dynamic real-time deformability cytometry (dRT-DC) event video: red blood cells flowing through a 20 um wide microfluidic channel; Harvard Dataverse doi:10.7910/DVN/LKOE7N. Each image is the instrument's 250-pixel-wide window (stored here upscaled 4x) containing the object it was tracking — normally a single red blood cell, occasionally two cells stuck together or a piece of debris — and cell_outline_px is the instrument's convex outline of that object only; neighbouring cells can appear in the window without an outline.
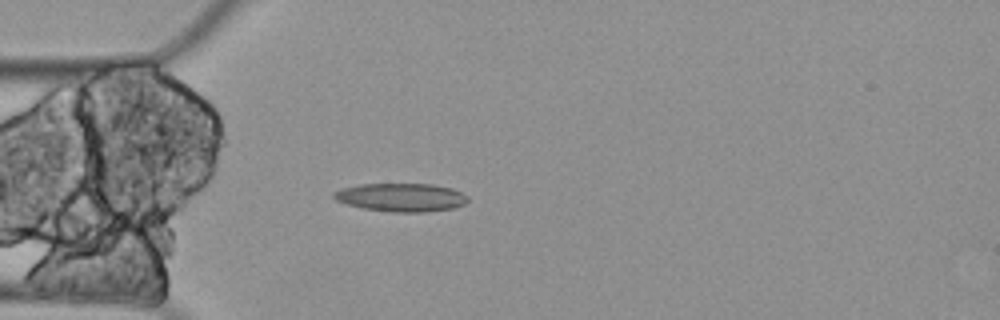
{"species": "Egyptian fruit bat (a non-hibernating species)", "species_latin": "Rousettus aegyptiacus", "temperature_condition": "cold", "stored_images_in_passage": 3, "camera_frame_rate_fps": 3000, "um_per_image_px": 0.085, "animal": {"sex": "female"}, "frame": {"image": 1, "passage_image": 3, "time_ms": 0.667, "image_size_px": [1000, 320], "cell_outline_px": [[468, 200], [464, 204], [452, 208], [424, 212], [392, 212], [364, 208], [348, 204], [336, 200], [332, 196], [332, 192], [344, 188], [360, 184], [432, 184], [452, 188], [468, 196]], "centroid_in_image_um": [34.1, 16.77], "position_along_channel_um": 50.9, "area_um2": 21.96}}